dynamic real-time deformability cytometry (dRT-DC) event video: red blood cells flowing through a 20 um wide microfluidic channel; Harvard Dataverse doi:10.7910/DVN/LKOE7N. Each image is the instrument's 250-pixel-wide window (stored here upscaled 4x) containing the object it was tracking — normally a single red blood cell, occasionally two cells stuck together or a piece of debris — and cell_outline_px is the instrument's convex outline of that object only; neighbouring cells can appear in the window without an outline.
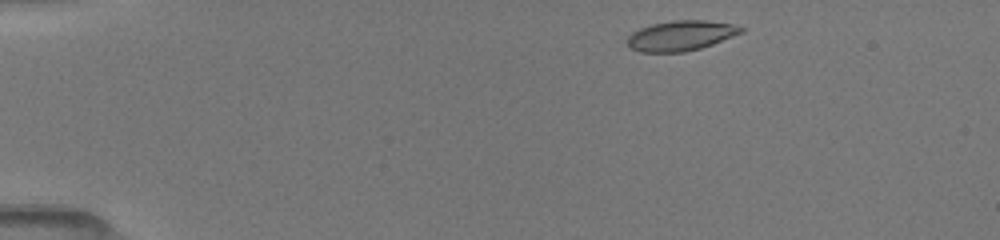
{"species": "common noctule bat (a hibernating species)", "species_latin": "Nyctalus noctula", "temperature_condition": "room temperature", "stored_images_in_passage": 44, "camera_frame_rate_fps": 3000, "um_per_image_px": 0.085, "animal": {"sex": "female", "body_mass_g": 19.5, "forearm_length_mm": 54.1}, "frame": {"image": 1, "passage_image": 2, "time_ms": 0.333, "image_size_px": [1000, 240], "cell_outline_px": [[744, 32], [712, 44], [700, 48], [684, 52], [640, 52], [632, 48], [628, 44], [628, 36], [632, 32], [640, 28], [652, 24], [672, 20], [704, 20], [732, 24], [744, 28]], "centroid_in_image_um": [57.87, 3.02], "position_along_channel_um": 27.1, "area_um2": 19.83}}
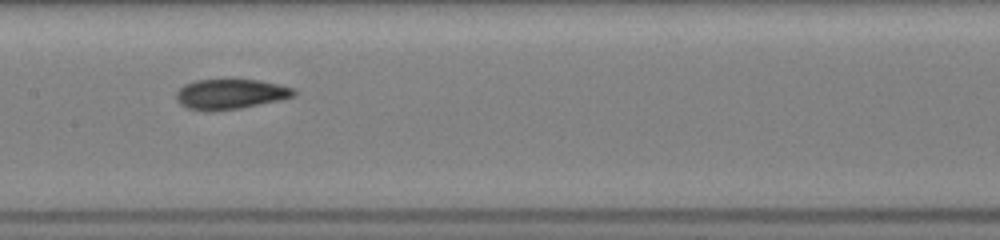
{"frame": {"image": 2, "passage_image": 20, "time_ms": 6.333, "image_size_px": [1000, 240], "cell_outline_px": [[296, 96], [280, 100], [240, 108], [208, 112], [204, 112], [188, 108], [180, 104], [176, 100], [176, 92], [184, 84], [196, 80], [260, 80], [280, 84], [296, 88]], "centroid_in_image_um": [19.6, 8.0], "position_along_channel_um": 187.8, "area_um2": 20.87}}
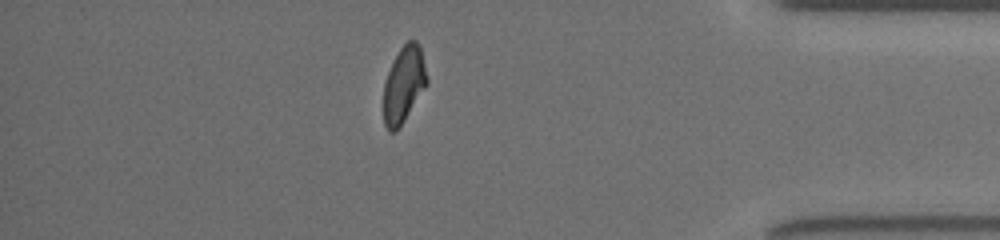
{"frame": {"image": 3, "passage_image": 38, "time_ms": 12.333, "image_size_px": [1000, 240], "cell_outline_px": [[428, 84], [396, 132], [388, 132], [384, 124], [384, 84], [388, 72], [400, 48], [408, 40], [416, 40], [420, 44], [428, 80]], "centroid_in_image_um": [34.33, 7.19], "position_along_channel_um": 400.9, "area_um2": 19.19}, "authors_computed_cell_mechanics": {"area_um2": 20.4034, "velocity_mm_per_s": 4.0599, "shape_relaxation_time_tau1_ms": 4.4143, "shape_relaxation_time_tau2_ms": 2.1345, "deformation_change_tau1": 0.1801, "deformation_change_tau2": 0.0858}}